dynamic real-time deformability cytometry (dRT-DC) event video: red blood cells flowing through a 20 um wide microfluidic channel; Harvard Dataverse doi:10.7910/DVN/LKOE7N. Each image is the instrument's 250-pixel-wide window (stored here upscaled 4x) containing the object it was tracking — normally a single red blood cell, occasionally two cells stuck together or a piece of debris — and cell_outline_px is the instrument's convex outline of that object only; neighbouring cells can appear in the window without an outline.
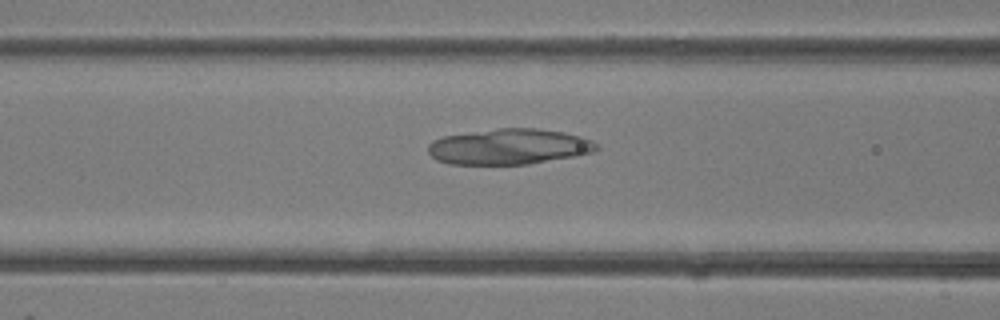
{"species": "common noctule bat (a hibernating species)", "species_latin": "Nyctalus noctula", "temperature_condition": "room temperature", "stored_images_in_passage": 28, "camera_frame_rate_fps": 3000, "um_per_image_px": 0.085, "animal": {"sex": "female"}, "frame": {"image": 1, "passage_image": 5, "time_ms": 1.333, "image_size_px": [1000, 320], "cell_outline_px": [[600, 148], [592, 152], [576, 156], [528, 164], [448, 164], [436, 160], [428, 152], [428, 144], [432, 140], [444, 136], [500, 128], [536, 128], [564, 132], [580, 136], [592, 140], [600, 144]], "centroid_in_image_um": [43.29, 12.47], "position_along_channel_um": 123.3, "area_um2": 35.08}}
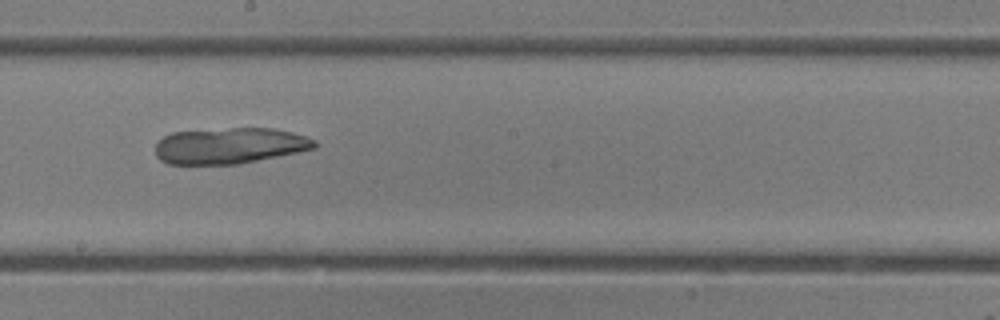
{"frame": {"image": 2, "passage_image": 11, "time_ms": 3.333, "image_size_px": [1000, 320], "cell_outline_px": [[316, 148], [240, 164], [168, 164], [160, 160], [156, 156], [156, 140], [172, 132], [232, 128], [272, 128], [292, 132], [316, 140]], "centroid_in_image_um": [19.49, 12.39], "position_along_channel_um": 228.7, "area_um2": 33.47}}
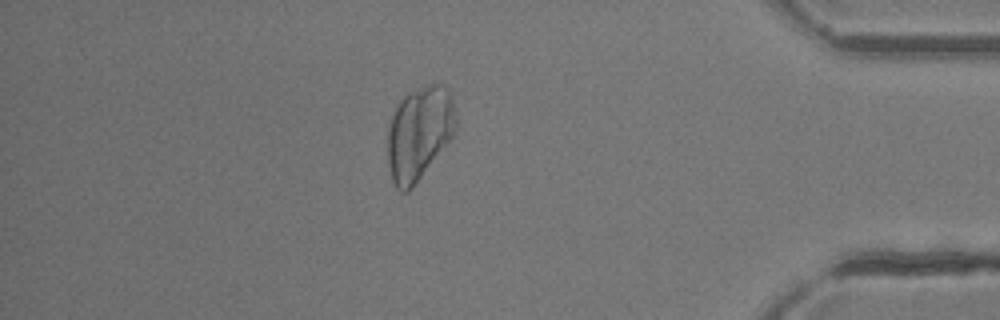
{"frame": {"image": 3, "passage_image": 23, "time_ms": 7.333, "image_size_px": [1000, 320], "cell_outline_px": [[456, 136], [408, 192], [400, 192], [396, 188], [392, 180], [388, 160], [388, 124], [392, 112], [396, 104], [408, 92], [424, 84], [440, 84], [448, 88], [452, 96], [456, 116]], "centroid_in_image_um": [35.66, 11.3], "position_along_channel_um": 399.5, "area_um2": 38.09}}